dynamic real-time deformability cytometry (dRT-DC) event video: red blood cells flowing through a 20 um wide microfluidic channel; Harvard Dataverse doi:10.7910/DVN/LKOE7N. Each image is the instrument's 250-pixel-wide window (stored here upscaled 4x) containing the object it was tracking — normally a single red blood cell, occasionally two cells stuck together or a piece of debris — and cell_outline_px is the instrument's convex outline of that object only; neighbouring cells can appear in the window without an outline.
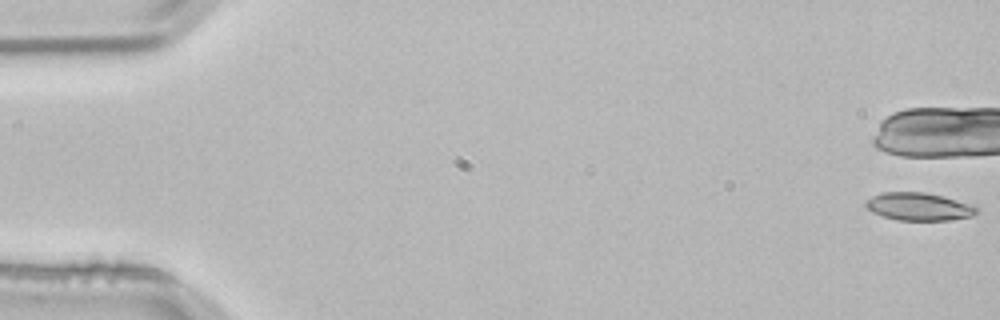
{"species": "common noctule bat (a hibernating species)", "species_latin": "Nyctalus noctula", "temperature_condition": "room temperature", "stored_images_in_passage": 5, "camera_frame_rate_fps": 3000, "um_per_image_px": 0.085, "animal": {"sex": "male", "body_mass_g": 21.5, "forearm_length_mm": 52.0}, "frame": {"image": 1, "passage_image": 1, "time_ms": 0.0, "image_size_px": [1000, 320], "cell_outline_px": [[980, 212], [972, 216], [948, 220], [896, 220], [872, 212], [864, 204], [864, 200], [872, 196], [884, 192], [924, 192], [944, 196], [972, 204], [980, 208]], "centroid_in_image_um": [78.14, 17.55], "position_along_channel_um": 6.9, "area_um2": 18.15}}
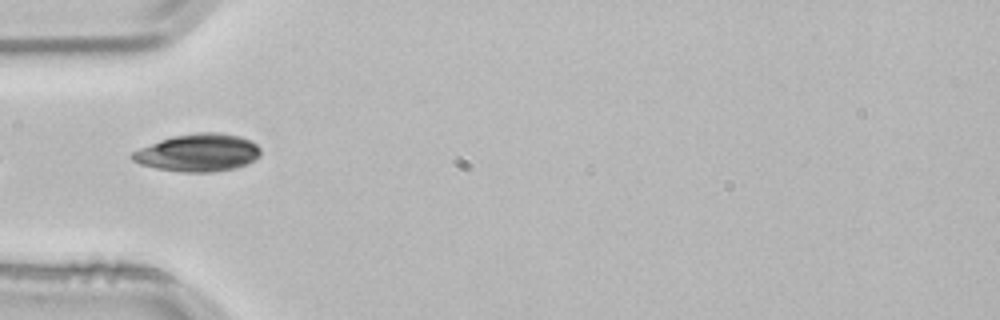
{"frame": {"image": 2, "passage_image": 5, "time_ms": 1.333, "image_size_px": [1000, 320], "cell_outline_px": [[260, 156], [256, 160], [248, 164], [232, 168], [212, 172], [184, 172], [156, 168], [140, 164], [132, 160], [128, 156], [132, 152], [140, 148], [160, 140], [176, 136], [196, 132], [220, 132], [240, 136], [252, 140], [260, 148]], "centroid_in_image_um": [16.86, 12.97], "position_along_channel_um": 68.1, "area_um2": 28.21}}